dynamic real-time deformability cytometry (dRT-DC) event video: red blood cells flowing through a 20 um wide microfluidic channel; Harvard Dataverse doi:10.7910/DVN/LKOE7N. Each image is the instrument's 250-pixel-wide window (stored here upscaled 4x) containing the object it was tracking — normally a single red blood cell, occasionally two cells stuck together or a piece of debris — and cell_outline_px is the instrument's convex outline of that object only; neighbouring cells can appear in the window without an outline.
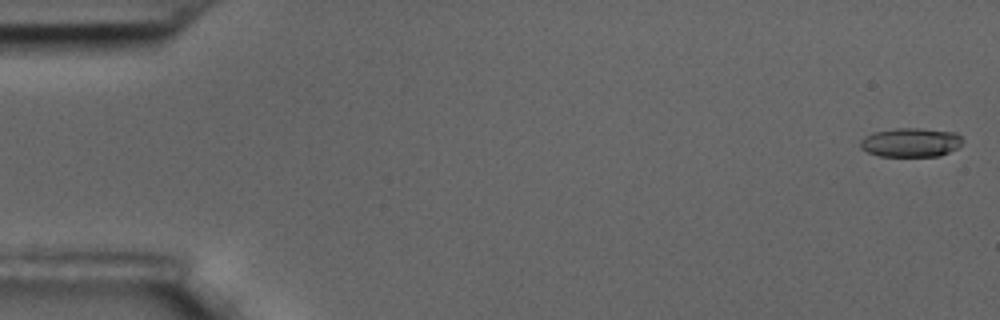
{"species": "common noctule bat (a hibernating species)", "species_latin": "Nyctalus noctula", "temperature_condition": "room temperature", "stored_images_in_passage": 10, "camera_frame_rate_fps": 3000, "um_per_image_px": 0.085, "animal": {"sex": "male", "body_mass_g": 17.5, "forearm_length_mm": 52.3}, "frame": {"image": 1, "passage_image": 1, "time_ms": 0.0, "image_size_px": [1000, 320], "cell_outline_px": [[964, 140], [956, 148], [940, 156], [880, 156], [868, 152], [860, 148], [860, 140], [864, 136], [872, 132], [896, 128], [920, 128], [956, 132]], "centroid_in_image_um": [77.39, 12.1], "position_along_channel_um": 7.6, "area_um2": 17.4}}
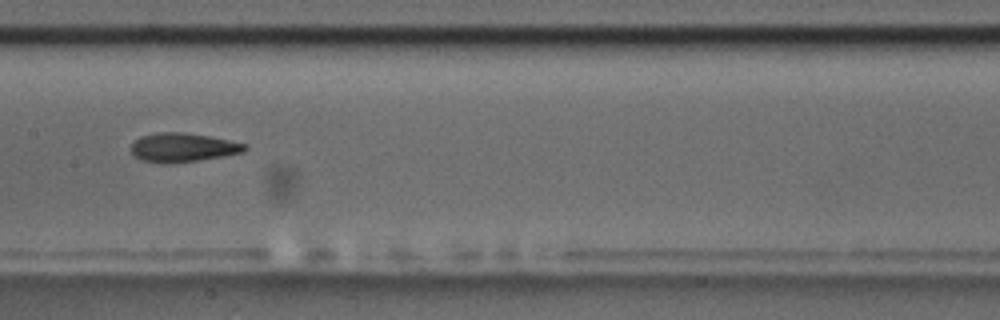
{"frame": {"image": 2, "passage_image": 9, "time_ms": 2.667, "image_size_px": [1000, 320], "cell_outline_px": [[248, 148], [244, 152], [200, 160], [168, 164], [164, 164], [140, 160], [132, 152], [132, 144], [140, 136], [160, 132], [184, 132], [208, 136], [248, 144]], "centroid_in_image_um": [15.55, 12.54], "position_along_channel_um": 191.8, "area_um2": 19.19}}
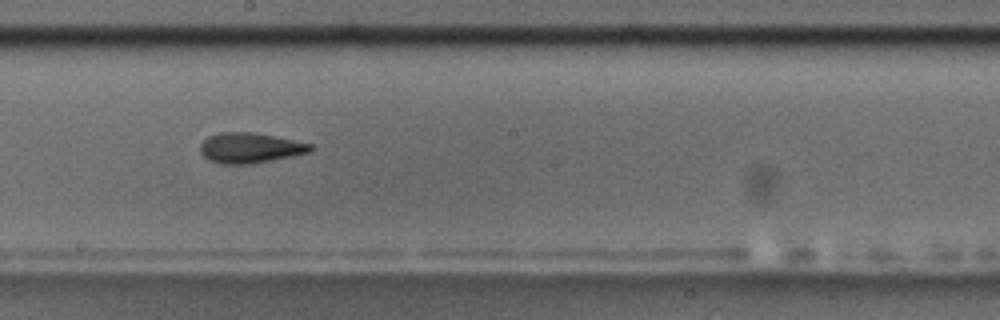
{"frame": {"image": 3, "passage_image": 10, "time_ms": 3.0, "image_size_px": [1000, 320], "cell_outline_px": [[312, 148], [308, 152], [292, 156], [252, 164], [220, 164], [208, 160], [200, 152], [200, 144], [208, 136], [220, 132], [248, 132], [272, 136], [312, 144]], "centroid_in_image_um": [21.19, 12.58], "position_along_channel_um": 227.0, "area_um2": 19.25}}